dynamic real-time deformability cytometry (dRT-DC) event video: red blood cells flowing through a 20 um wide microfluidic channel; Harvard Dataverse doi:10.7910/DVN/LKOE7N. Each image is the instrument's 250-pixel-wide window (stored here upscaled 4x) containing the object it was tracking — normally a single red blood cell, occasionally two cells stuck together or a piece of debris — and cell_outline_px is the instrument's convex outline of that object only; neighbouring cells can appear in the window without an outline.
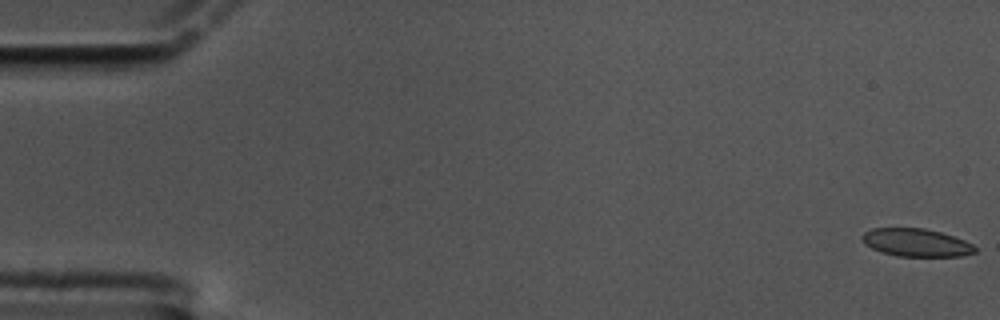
{"species": "common noctule bat (a hibernating species)", "species_latin": "Nyctalus noctula", "temperature_condition": "cold", "stored_images_in_passage": 60, "camera_frame_rate_fps": 3000, "um_per_image_px": 0.085, "animal": {"sex": "male", "body_mass_g": 17.5, "forearm_length_mm": 52.3}, "frame": {"image": 1, "passage_image": 1, "time_ms": 0.0, "image_size_px": [1000, 320], "cell_outline_px": [[976, 252], [960, 256], [896, 256], [880, 252], [864, 244], [860, 240], [860, 236], [864, 232], [872, 228], [924, 228], [940, 232], [964, 240], [972, 244], [976, 248]], "centroid_in_image_um": [77.82, 20.62], "position_along_channel_um": 7.2, "area_um2": 18.44}}
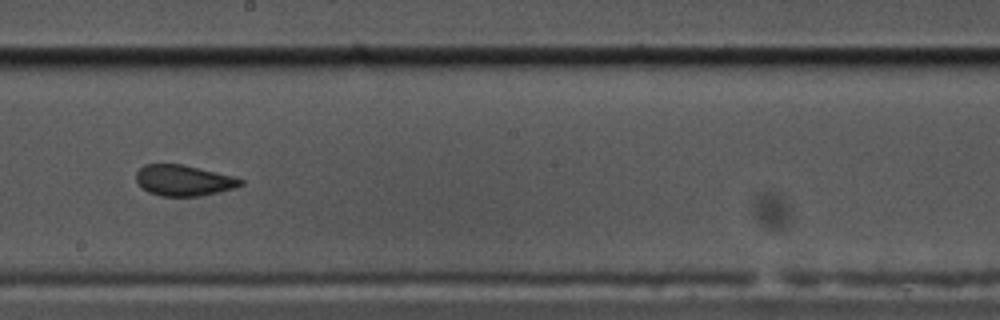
{"frame": {"image": 2, "passage_image": 34, "time_ms": 11.0, "image_size_px": [1000, 320], "cell_outline_px": [[244, 184], [236, 188], [220, 192], [200, 196], [160, 196], [148, 192], [136, 180], [136, 172], [144, 164], [184, 164], [232, 176], [244, 180]], "centroid_in_image_um": [15.63, 15.34], "position_along_channel_um": 232.6, "area_um2": 18.84}}
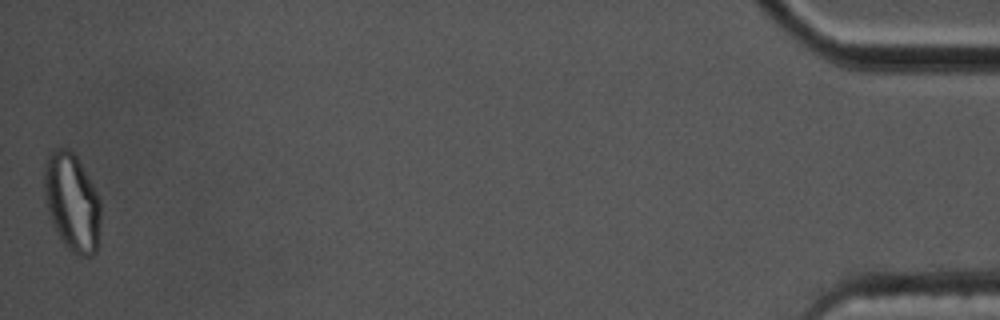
{"frame": {"image": 3, "passage_image": 60, "time_ms": 19.667, "image_size_px": [1000, 320], "cell_outline_px": [[100, 244], [96, 252], [92, 256], [80, 256], [72, 252], [64, 244], [56, 232], [52, 224], [44, 196], [44, 164], [52, 148], [68, 148], [76, 156], [88, 176], [100, 200]], "centroid_in_image_um": [6.13, 17.21], "position_along_channel_um": 429.1, "area_um2": 32.6}, "authors_computed_cell_mechanics": {"area_um2": 19.5364, "velocity_mm_per_s": 3.3521, "shape_relaxation_time_tau1_ms": null, "shape_relaxation_time_tau2_ms": 1.4064, "deformation_change_tau1": null, "deformation_change_tau2": 0.0673}}